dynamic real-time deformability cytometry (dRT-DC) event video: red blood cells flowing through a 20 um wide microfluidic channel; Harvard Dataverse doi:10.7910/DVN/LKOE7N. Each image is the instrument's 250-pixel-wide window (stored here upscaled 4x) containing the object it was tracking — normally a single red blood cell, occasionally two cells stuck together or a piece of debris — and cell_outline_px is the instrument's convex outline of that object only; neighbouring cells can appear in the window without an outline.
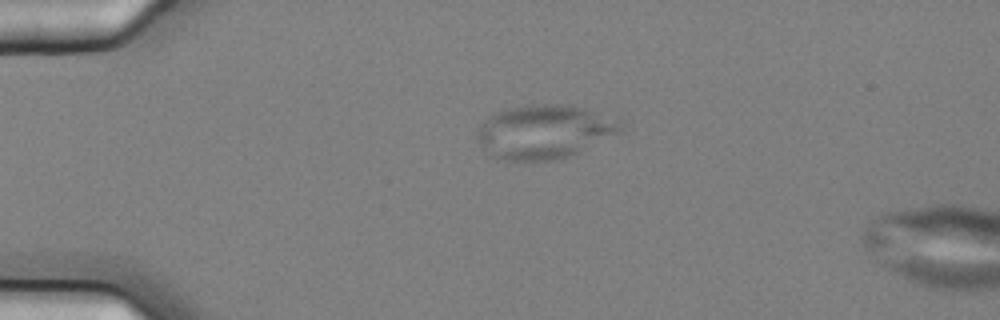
{"species": "common noctule bat (a hibernating species)", "species_latin": "Nyctalus noctula", "temperature_condition": "cold", "stored_images_in_passage": 2, "camera_frame_rate_fps": 3000, "um_per_image_px": 0.085, "animal": {"sex": "female", "body_mass_g": 25.1}, "frame": {"image": 1, "passage_image": 1, "time_ms": 0.0, "image_size_px": [1000, 320], "cell_outline_px": [[624, 128], [576, 152], [556, 160], [496, 160], [476, 140], [476, 132], [480, 124], [488, 116], [504, 108], [528, 104], [568, 104], [584, 108], [620, 120]], "centroid_in_image_um": [46.16, 11.17], "position_along_channel_um": 38.8, "area_um2": 44.62}}